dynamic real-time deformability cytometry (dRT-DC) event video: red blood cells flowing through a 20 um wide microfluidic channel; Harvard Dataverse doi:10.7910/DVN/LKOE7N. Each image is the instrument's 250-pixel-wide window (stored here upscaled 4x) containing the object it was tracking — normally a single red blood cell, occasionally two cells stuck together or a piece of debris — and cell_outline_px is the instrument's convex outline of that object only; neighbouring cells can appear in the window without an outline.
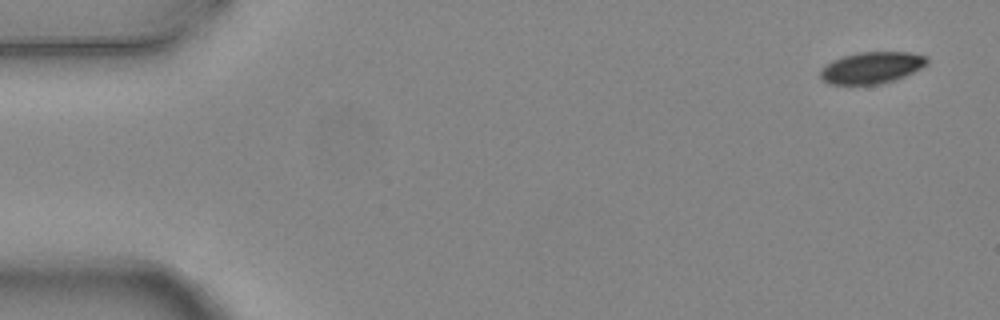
{"species": "common noctule bat (a hibernating species)", "species_latin": "Nyctalus noctula", "temperature_condition": "warm", "stored_images_in_passage": 5, "camera_frame_rate_fps": 3000, "um_per_image_px": 0.085, "animal": {"sex": "female", "body_mass_g": 24.6, "forearm_length_mm": 56.2}, "frame": {"image": 1, "passage_image": 1, "time_ms": 0.0, "image_size_px": [1000, 320], "cell_outline_px": [[928, 64], [896, 80], [880, 84], [828, 84], [820, 76], [820, 68], [824, 64], [832, 60], [844, 56], [860, 52], [908, 52], [928, 56]], "centroid_in_image_um": [74.08, 5.75], "position_along_channel_um": 10.9, "area_um2": 19.71}}
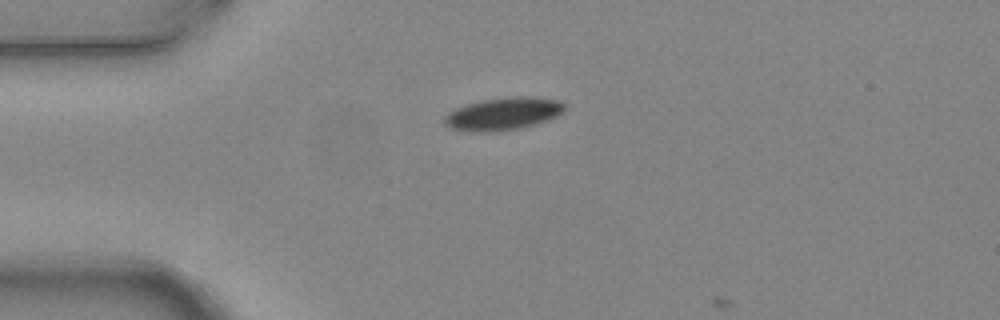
{"frame": {"image": 2, "passage_image": 4, "time_ms": 1.0, "image_size_px": [1000, 320], "cell_outline_px": [[564, 112], [548, 120], [536, 124], [520, 128], [496, 132], [468, 132], [448, 128], [444, 124], [444, 116], [448, 112], [456, 108], [468, 104], [484, 100], [512, 96], [528, 96], [560, 100], [564, 104]], "centroid_in_image_um": [42.75, 9.69], "position_along_channel_um": 42.2, "area_um2": 23.06}}